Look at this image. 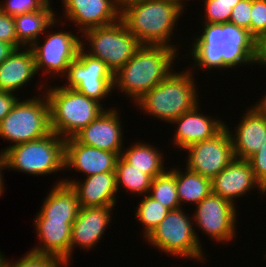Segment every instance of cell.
<instances>
[{
    "label": "cell",
    "instance_id": "cell-1",
    "mask_svg": "<svg viewBox=\"0 0 266 267\" xmlns=\"http://www.w3.org/2000/svg\"><path fill=\"white\" fill-rule=\"evenodd\" d=\"M202 34L190 48L194 68L226 70L245 64L258 65V42L246 29L231 23H202Z\"/></svg>",
    "mask_w": 266,
    "mask_h": 267
},
{
    "label": "cell",
    "instance_id": "cell-2",
    "mask_svg": "<svg viewBox=\"0 0 266 267\" xmlns=\"http://www.w3.org/2000/svg\"><path fill=\"white\" fill-rule=\"evenodd\" d=\"M184 7L174 0H121L120 19L142 45H164L178 51L169 41Z\"/></svg>",
    "mask_w": 266,
    "mask_h": 267
},
{
    "label": "cell",
    "instance_id": "cell-3",
    "mask_svg": "<svg viewBox=\"0 0 266 267\" xmlns=\"http://www.w3.org/2000/svg\"><path fill=\"white\" fill-rule=\"evenodd\" d=\"M175 57L178 53L174 48L141 45L127 63L114 73L113 89L117 87L135 104L173 71Z\"/></svg>",
    "mask_w": 266,
    "mask_h": 267
},
{
    "label": "cell",
    "instance_id": "cell-4",
    "mask_svg": "<svg viewBox=\"0 0 266 267\" xmlns=\"http://www.w3.org/2000/svg\"><path fill=\"white\" fill-rule=\"evenodd\" d=\"M190 70L172 71L162 82L148 91L135 103L144 114L154 116L166 123L193 109L198 103V89Z\"/></svg>",
    "mask_w": 266,
    "mask_h": 267
},
{
    "label": "cell",
    "instance_id": "cell-5",
    "mask_svg": "<svg viewBox=\"0 0 266 267\" xmlns=\"http://www.w3.org/2000/svg\"><path fill=\"white\" fill-rule=\"evenodd\" d=\"M50 129L63 139L74 137L105 109L74 88L48 86Z\"/></svg>",
    "mask_w": 266,
    "mask_h": 267
},
{
    "label": "cell",
    "instance_id": "cell-6",
    "mask_svg": "<svg viewBox=\"0 0 266 267\" xmlns=\"http://www.w3.org/2000/svg\"><path fill=\"white\" fill-rule=\"evenodd\" d=\"M1 153L9 170L34 176L65 171V139L53 131L40 139L8 146Z\"/></svg>",
    "mask_w": 266,
    "mask_h": 267
},
{
    "label": "cell",
    "instance_id": "cell-7",
    "mask_svg": "<svg viewBox=\"0 0 266 267\" xmlns=\"http://www.w3.org/2000/svg\"><path fill=\"white\" fill-rule=\"evenodd\" d=\"M191 217L185 214L184 209L170 210L153 232L144 240L151 247L158 248L170 256L194 259H205V253L199 235L196 233ZM199 237V238H198ZM204 255V256H203ZM196 259V260H195ZM200 259V260H199Z\"/></svg>",
    "mask_w": 266,
    "mask_h": 267
},
{
    "label": "cell",
    "instance_id": "cell-8",
    "mask_svg": "<svg viewBox=\"0 0 266 267\" xmlns=\"http://www.w3.org/2000/svg\"><path fill=\"white\" fill-rule=\"evenodd\" d=\"M41 95L18 99L0 121V137L10 141V146L40 139L51 132L49 102L46 95Z\"/></svg>",
    "mask_w": 266,
    "mask_h": 267
},
{
    "label": "cell",
    "instance_id": "cell-9",
    "mask_svg": "<svg viewBox=\"0 0 266 267\" xmlns=\"http://www.w3.org/2000/svg\"><path fill=\"white\" fill-rule=\"evenodd\" d=\"M82 34L86 40L81 41V47L89 55L106 63L113 73L123 67L142 45L121 19L110 25L86 30ZM86 44L89 45V51L86 50Z\"/></svg>",
    "mask_w": 266,
    "mask_h": 267
},
{
    "label": "cell",
    "instance_id": "cell-10",
    "mask_svg": "<svg viewBox=\"0 0 266 267\" xmlns=\"http://www.w3.org/2000/svg\"><path fill=\"white\" fill-rule=\"evenodd\" d=\"M65 77L67 83L62 86L74 88L100 104L114 90V73L106 63L89 55L82 47L77 58L70 63Z\"/></svg>",
    "mask_w": 266,
    "mask_h": 267
},
{
    "label": "cell",
    "instance_id": "cell-11",
    "mask_svg": "<svg viewBox=\"0 0 266 267\" xmlns=\"http://www.w3.org/2000/svg\"><path fill=\"white\" fill-rule=\"evenodd\" d=\"M70 32L64 30L55 33L48 32L43 44L38 39L30 46L37 73L40 70L42 75L46 73L49 77L55 78L59 75L60 79L61 76L64 78L70 63L77 58L81 48V38L75 33L72 34V31Z\"/></svg>",
    "mask_w": 266,
    "mask_h": 267
},
{
    "label": "cell",
    "instance_id": "cell-12",
    "mask_svg": "<svg viewBox=\"0 0 266 267\" xmlns=\"http://www.w3.org/2000/svg\"><path fill=\"white\" fill-rule=\"evenodd\" d=\"M184 150L188 153L185 169L211 180L235 158L232 139L226 127L213 138L195 142Z\"/></svg>",
    "mask_w": 266,
    "mask_h": 267
},
{
    "label": "cell",
    "instance_id": "cell-13",
    "mask_svg": "<svg viewBox=\"0 0 266 267\" xmlns=\"http://www.w3.org/2000/svg\"><path fill=\"white\" fill-rule=\"evenodd\" d=\"M236 205L212 192L196 205L192 220L210 239L226 243L235 238Z\"/></svg>",
    "mask_w": 266,
    "mask_h": 267
},
{
    "label": "cell",
    "instance_id": "cell-14",
    "mask_svg": "<svg viewBox=\"0 0 266 267\" xmlns=\"http://www.w3.org/2000/svg\"><path fill=\"white\" fill-rule=\"evenodd\" d=\"M247 108L235 132L225 127L232 139L234 157L248 159L266 145V106L261 102Z\"/></svg>",
    "mask_w": 266,
    "mask_h": 267
},
{
    "label": "cell",
    "instance_id": "cell-15",
    "mask_svg": "<svg viewBox=\"0 0 266 267\" xmlns=\"http://www.w3.org/2000/svg\"><path fill=\"white\" fill-rule=\"evenodd\" d=\"M62 4L63 17L72 21L81 33L120 19L121 0H62Z\"/></svg>",
    "mask_w": 266,
    "mask_h": 267
},
{
    "label": "cell",
    "instance_id": "cell-16",
    "mask_svg": "<svg viewBox=\"0 0 266 267\" xmlns=\"http://www.w3.org/2000/svg\"><path fill=\"white\" fill-rule=\"evenodd\" d=\"M212 193L219 195L233 205L235 199L258 187L260 194L266 195V189L255 178L254 171L246 159L234 158L228 166L211 180Z\"/></svg>",
    "mask_w": 266,
    "mask_h": 267
},
{
    "label": "cell",
    "instance_id": "cell-17",
    "mask_svg": "<svg viewBox=\"0 0 266 267\" xmlns=\"http://www.w3.org/2000/svg\"><path fill=\"white\" fill-rule=\"evenodd\" d=\"M110 108L105 109L74 138L81 144L107 150L121 156L124 149L121 117L118 112L119 109Z\"/></svg>",
    "mask_w": 266,
    "mask_h": 267
},
{
    "label": "cell",
    "instance_id": "cell-18",
    "mask_svg": "<svg viewBox=\"0 0 266 267\" xmlns=\"http://www.w3.org/2000/svg\"><path fill=\"white\" fill-rule=\"evenodd\" d=\"M119 155L79 143L74 137L65 139L64 169L76 170L85 176L115 172Z\"/></svg>",
    "mask_w": 266,
    "mask_h": 267
},
{
    "label": "cell",
    "instance_id": "cell-19",
    "mask_svg": "<svg viewBox=\"0 0 266 267\" xmlns=\"http://www.w3.org/2000/svg\"><path fill=\"white\" fill-rule=\"evenodd\" d=\"M115 206L87 207L78 212L76 220L72 224L71 240L69 246V264L74 248L93 249L111 222L112 209ZM112 213V214H111Z\"/></svg>",
    "mask_w": 266,
    "mask_h": 267
},
{
    "label": "cell",
    "instance_id": "cell-20",
    "mask_svg": "<svg viewBox=\"0 0 266 267\" xmlns=\"http://www.w3.org/2000/svg\"><path fill=\"white\" fill-rule=\"evenodd\" d=\"M34 218L35 231L38 234L40 244L35 245L30 251L56 257L67 267L69 265V246L74 221L45 219L39 212Z\"/></svg>",
    "mask_w": 266,
    "mask_h": 267
},
{
    "label": "cell",
    "instance_id": "cell-21",
    "mask_svg": "<svg viewBox=\"0 0 266 267\" xmlns=\"http://www.w3.org/2000/svg\"><path fill=\"white\" fill-rule=\"evenodd\" d=\"M199 107L197 104L193 109L171 122L177 125L172 142L175 144L174 147L181 149L180 151L195 142L213 138L225 127V123L219 118L214 119L200 113Z\"/></svg>",
    "mask_w": 266,
    "mask_h": 267
},
{
    "label": "cell",
    "instance_id": "cell-22",
    "mask_svg": "<svg viewBox=\"0 0 266 267\" xmlns=\"http://www.w3.org/2000/svg\"><path fill=\"white\" fill-rule=\"evenodd\" d=\"M61 183L70 185L77 194L82 208L115 206L117 199L116 173L104 172L87 176L82 181L62 179Z\"/></svg>",
    "mask_w": 266,
    "mask_h": 267
},
{
    "label": "cell",
    "instance_id": "cell-23",
    "mask_svg": "<svg viewBox=\"0 0 266 267\" xmlns=\"http://www.w3.org/2000/svg\"><path fill=\"white\" fill-rule=\"evenodd\" d=\"M36 74L35 60L31 48L14 49L0 64V91L15 94V91L26 87Z\"/></svg>",
    "mask_w": 266,
    "mask_h": 267
},
{
    "label": "cell",
    "instance_id": "cell-24",
    "mask_svg": "<svg viewBox=\"0 0 266 267\" xmlns=\"http://www.w3.org/2000/svg\"><path fill=\"white\" fill-rule=\"evenodd\" d=\"M52 188L44 198L39 213L45 219L75 221L80 205L74 189L68 184L61 183V179Z\"/></svg>",
    "mask_w": 266,
    "mask_h": 267
},
{
    "label": "cell",
    "instance_id": "cell-25",
    "mask_svg": "<svg viewBox=\"0 0 266 267\" xmlns=\"http://www.w3.org/2000/svg\"><path fill=\"white\" fill-rule=\"evenodd\" d=\"M51 3L50 0L41 10L14 17L17 42L22 47L32 46L46 30L48 32L50 28L56 27L54 25L58 19Z\"/></svg>",
    "mask_w": 266,
    "mask_h": 267
},
{
    "label": "cell",
    "instance_id": "cell-26",
    "mask_svg": "<svg viewBox=\"0 0 266 267\" xmlns=\"http://www.w3.org/2000/svg\"><path fill=\"white\" fill-rule=\"evenodd\" d=\"M121 157L133 168L155 178L168 168L164 167V156L155 146L144 142H135L129 148L122 150Z\"/></svg>",
    "mask_w": 266,
    "mask_h": 267
},
{
    "label": "cell",
    "instance_id": "cell-27",
    "mask_svg": "<svg viewBox=\"0 0 266 267\" xmlns=\"http://www.w3.org/2000/svg\"><path fill=\"white\" fill-rule=\"evenodd\" d=\"M175 167V182L181 208L184 203L197 205L212 192L211 179L190 170ZM182 202V203H181Z\"/></svg>",
    "mask_w": 266,
    "mask_h": 267
},
{
    "label": "cell",
    "instance_id": "cell-28",
    "mask_svg": "<svg viewBox=\"0 0 266 267\" xmlns=\"http://www.w3.org/2000/svg\"><path fill=\"white\" fill-rule=\"evenodd\" d=\"M115 173L117 191L123 186L125 191L137 194L139 197L148 194L153 178L142 170L133 168L121 156L118 157Z\"/></svg>",
    "mask_w": 266,
    "mask_h": 267
},
{
    "label": "cell",
    "instance_id": "cell-29",
    "mask_svg": "<svg viewBox=\"0 0 266 267\" xmlns=\"http://www.w3.org/2000/svg\"><path fill=\"white\" fill-rule=\"evenodd\" d=\"M148 195L169 210L181 208L177 194L174 167L153 178Z\"/></svg>",
    "mask_w": 266,
    "mask_h": 267
},
{
    "label": "cell",
    "instance_id": "cell-30",
    "mask_svg": "<svg viewBox=\"0 0 266 267\" xmlns=\"http://www.w3.org/2000/svg\"><path fill=\"white\" fill-rule=\"evenodd\" d=\"M139 200V206L135 207V209H137L135 216L137 220H139L138 222L144 227L143 237L146 239L166 217L170 210L148 194L144 195V197Z\"/></svg>",
    "mask_w": 266,
    "mask_h": 267
},
{
    "label": "cell",
    "instance_id": "cell-31",
    "mask_svg": "<svg viewBox=\"0 0 266 267\" xmlns=\"http://www.w3.org/2000/svg\"><path fill=\"white\" fill-rule=\"evenodd\" d=\"M238 2H226L221 0H204L203 23H228L233 7Z\"/></svg>",
    "mask_w": 266,
    "mask_h": 267
},
{
    "label": "cell",
    "instance_id": "cell-32",
    "mask_svg": "<svg viewBox=\"0 0 266 267\" xmlns=\"http://www.w3.org/2000/svg\"><path fill=\"white\" fill-rule=\"evenodd\" d=\"M14 262L9 259L6 260L5 256L2 259L6 262L7 267H63L66 266L61 260L50 255L37 254L28 251ZM9 260V261H8Z\"/></svg>",
    "mask_w": 266,
    "mask_h": 267
},
{
    "label": "cell",
    "instance_id": "cell-33",
    "mask_svg": "<svg viewBox=\"0 0 266 267\" xmlns=\"http://www.w3.org/2000/svg\"><path fill=\"white\" fill-rule=\"evenodd\" d=\"M250 35L259 43L266 36V0H252Z\"/></svg>",
    "mask_w": 266,
    "mask_h": 267
},
{
    "label": "cell",
    "instance_id": "cell-34",
    "mask_svg": "<svg viewBox=\"0 0 266 267\" xmlns=\"http://www.w3.org/2000/svg\"><path fill=\"white\" fill-rule=\"evenodd\" d=\"M50 0H5L0 2V9L12 16L41 10Z\"/></svg>",
    "mask_w": 266,
    "mask_h": 267
},
{
    "label": "cell",
    "instance_id": "cell-35",
    "mask_svg": "<svg viewBox=\"0 0 266 267\" xmlns=\"http://www.w3.org/2000/svg\"><path fill=\"white\" fill-rule=\"evenodd\" d=\"M252 0H240L232 9L229 23L246 29L250 34Z\"/></svg>",
    "mask_w": 266,
    "mask_h": 267
},
{
    "label": "cell",
    "instance_id": "cell-36",
    "mask_svg": "<svg viewBox=\"0 0 266 267\" xmlns=\"http://www.w3.org/2000/svg\"><path fill=\"white\" fill-rule=\"evenodd\" d=\"M0 41L7 42L15 49L22 48L17 42L14 17L0 9Z\"/></svg>",
    "mask_w": 266,
    "mask_h": 267
},
{
    "label": "cell",
    "instance_id": "cell-37",
    "mask_svg": "<svg viewBox=\"0 0 266 267\" xmlns=\"http://www.w3.org/2000/svg\"><path fill=\"white\" fill-rule=\"evenodd\" d=\"M247 160L254 171L255 178L266 189V145Z\"/></svg>",
    "mask_w": 266,
    "mask_h": 267
},
{
    "label": "cell",
    "instance_id": "cell-38",
    "mask_svg": "<svg viewBox=\"0 0 266 267\" xmlns=\"http://www.w3.org/2000/svg\"><path fill=\"white\" fill-rule=\"evenodd\" d=\"M18 94L0 91V121L11 111L17 100Z\"/></svg>",
    "mask_w": 266,
    "mask_h": 267
},
{
    "label": "cell",
    "instance_id": "cell-39",
    "mask_svg": "<svg viewBox=\"0 0 266 267\" xmlns=\"http://www.w3.org/2000/svg\"><path fill=\"white\" fill-rule=\"evenodd\" d=\"M258 64L266 68V36L258 43Z\"/></svg>",
    "mask_w": 266,
    "mask_h": 267
},
{
    "label": "cell",
    "instance_id": "cell-40",
    "mask_svg": "<svg viewBox=\"0 0 266 267\" xmlns=\"http://www.w3.org/2000/svg\"><path fill=\"white\" fill-rule=\"evenodd\" d=\"M15 48L7 42L0 41V64L13 52Z\"/></svg>",
    "mask_w": 266,
    "mask_h": 267
},
{
    "label": "cell",
    "instance_id": "cell-41",
    "mask_svg": "<svg viewBox=\"0 0 266 267\" xmlns=\"http://www.w3.org/2000/svg\"><path fill=\"white\" fill-rule=\"evenodd\" d=\"M6 169V161L3 153L0 152V196L4 194L5 186L4 184V179H3V174L2 170L5 171Z\"/></svg>",
    "mask_w": 266,
    "mask_h": 267
},
{
    "label": "cell",
    "instance_id": "cell-42",
    "mask_svg": "<svg viewBox=\"0 0 266 267\" xmlns=\"http://www.w3.org/2000/svg\"><path fill=\"white\" fill-rule=\"evenodd\" d=\"M0 267H7V264L3 259L0 261Z\"/></svg>",
    "mask_w": 266,
    "mask_h": 267
},
{
    "label": "cell",
    "instance_id": "cell-43",
    "mask_svg": "<svg viewBox=\"0 0 266 267\" xmlns=\"http://www.w3.org/2000/svg\"><path fill=\"white\" fill-rule=\"evenodd\" d=\"M263 98L260 100L266 106V95L262 96Z\"/></svg>",
    "mask_w": 266,
    "mask_h": 267
},
{
    "label": "cell",
    "instance_id": "cell-44",
    "mask_svg": "<svg viewBox=\"0 0 266 267\" xmlns=\"http://www.w3.org/2000/svg\"><path fill=\"white\" fill-rule=\"evenodd\" d=\"M174 1H177V2L180 3L182 6L186 5V3H183V2H185L184 0H174Z\"/></svg>",
    "mask_w": 266,
    "mask_h": 267
},
{
    "label": "cell",
    "instance_id": "cell-45",
    "mask_svg": "<svg viewBox=\"0 0 266 267\" xmlns=\"http://www.w3.org/2000/svg\"><path fill=\"white\" fill-rule=\"evenodd\" d=\"M221 1H226V2H239L240 0H221Z\"/></svg>",
    "mask_w": 266,
    "mask_h": 267
},
{
    "label": "cell",
    "instance_id": "cell-46",
    "mask_svg": "<svg viewBox=\"0 0 266 267\" xmlns=\"http://www.w3.org/2000/svg\"><path fill=\"white\" fill-rule=\"evenodd\" d=\"M4 255L2 254V252H0V261L2 260V257H3Z\"/></svg>",
    "mask_w": 266,
    "mask_h": 267
}]
</instances>
